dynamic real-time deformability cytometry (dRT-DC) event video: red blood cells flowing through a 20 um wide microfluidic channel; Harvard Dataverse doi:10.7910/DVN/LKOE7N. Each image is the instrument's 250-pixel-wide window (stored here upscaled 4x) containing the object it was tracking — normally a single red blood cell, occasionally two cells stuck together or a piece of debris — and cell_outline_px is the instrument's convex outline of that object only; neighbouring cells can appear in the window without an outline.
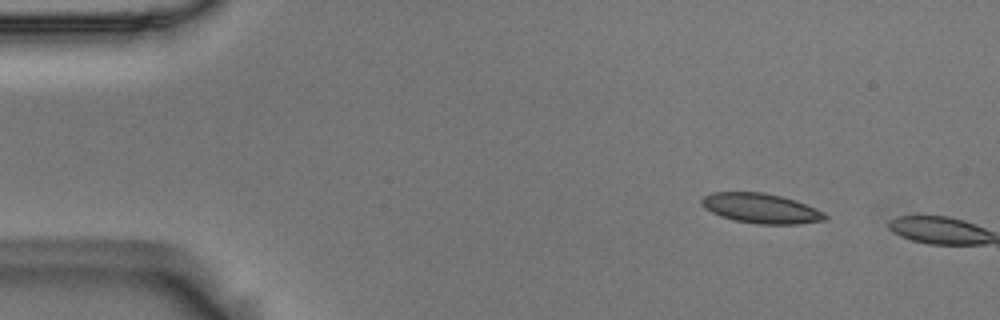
{"species": "Egyptian fruit bat (a non-hibernating species)", "species_latin": "Rousettus aegyptiacus", "temperature_condition": "room temperature", "stored_images_in_passage": 2, "camera_frame_rate_fps": 3000, "um_per_image_px": 0.085, "animal": {"sex": "male"}, "frame": {"image": 1, "passage_image": 1, "time_ms": 0.0, "image_size_px": [1000, 320], "cell_outline_px": [[828, 216], [824, 220], [796, 224], [756, 224], [732, 220], [720, 216], [704, 208], [700, 200], [704, 196], [712, 192], [764, 192], [796, 200], [816, 208], [824, 212]], "centroid_in_image_um": [64.67, 17.71], "position_along_channel_um": 20.3, "area_um2": 21.56}}